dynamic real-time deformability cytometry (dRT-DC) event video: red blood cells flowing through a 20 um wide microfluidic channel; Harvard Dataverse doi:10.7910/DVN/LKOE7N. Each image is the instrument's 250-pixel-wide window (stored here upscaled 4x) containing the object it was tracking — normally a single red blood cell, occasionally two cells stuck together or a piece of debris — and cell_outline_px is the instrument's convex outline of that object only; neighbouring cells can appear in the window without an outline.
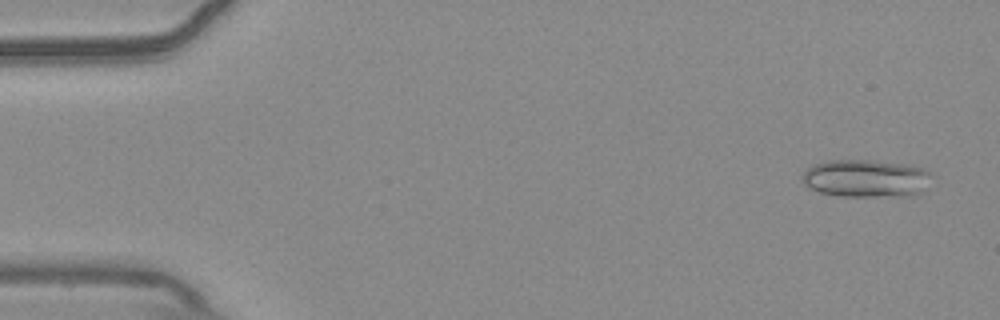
{"species": "common noctule bat (a hibernating species)", "species_latin": "Nyctalus noctula", "temperature_condition": "warm", "stored_images_in_passage": 13, "camera_frame_rate_fps": 3000, "um_per_image_px": 0.085, "animal": {"sex": "male", "body_mass_g": 20.4}, "frame": {"image": 1, "passage_image": 3, "time_ms": 0.667, "image_size_px": [1000, 320], "cell_outline_px": [[932, 172], [920, 192], [912, 196], [840, 196], [820, 192], [808, 188], [804, 184], [804, 172], [812, 164], [828, 160], [868, 160], [908, 164]], "centroid_in_image_um": [73.57, 15.16], "position_along_channel_um": 11.4, "area_um2": 28.21}}